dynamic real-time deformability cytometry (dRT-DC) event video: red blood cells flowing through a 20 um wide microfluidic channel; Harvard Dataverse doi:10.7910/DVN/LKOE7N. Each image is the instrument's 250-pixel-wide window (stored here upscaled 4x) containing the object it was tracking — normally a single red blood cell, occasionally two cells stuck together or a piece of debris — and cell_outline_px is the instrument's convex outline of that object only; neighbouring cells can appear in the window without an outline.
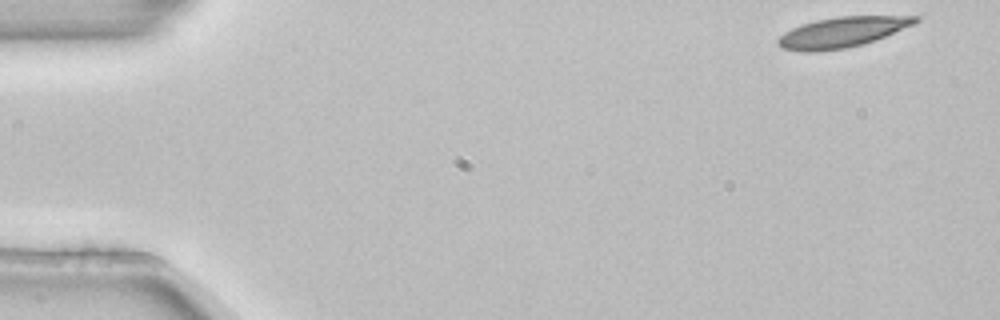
{"species": "common noctule bat (a hibernating species)", "species_latin": "Nyctalus noctula", "temperature_condition": "room temperature", "stored_images_in_passage": 3, "camera_frame_rate_fps": 3000, "um_per_image_px": 0.085, "animal": {"sex": "female", "body_mass_g": 22.7, "forearm_length_mm": 54.2}, "frame": {"image": 1, "passage_image": 1, "time_ms": 0.0, "image_size_px": [1000, 320], "cell_outline_px": [[920, 20], [912, 24], [884, 36], [864, 44], [844, 48], [812, 52], [800, 52], [780, 48], [776, 44], [776, 40], [784, 32], [800, 24], [816, 20], [840, 16], [920, 16]], "centroid_in_image_um": [71.49, 2.74], "position_along_channel_um": 13.5, "area_um2": 24.16}}
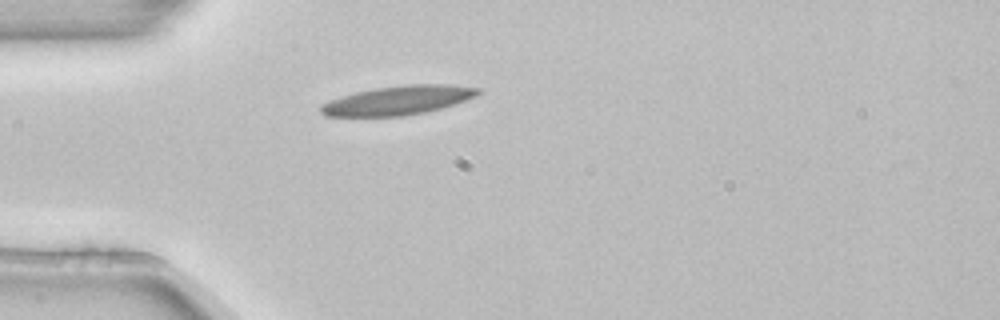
{"frame": {"image": 2, "passage_image": 3, "time_ms": 0.667, "image_size_px": [1000, 320], "cell_outline_px": [[480, 92], [476, 96], [456, 104], [428, 112], [404, 116], [324, 116], [320, 112], [320, 104], [356, 92], [376, 88], [408, 84], [452, 84], [480, 88]], "centroid_in_image_um": [33.89, 8.53], "position_along_channel_um": 51.1, "area_um2": 26.65}}